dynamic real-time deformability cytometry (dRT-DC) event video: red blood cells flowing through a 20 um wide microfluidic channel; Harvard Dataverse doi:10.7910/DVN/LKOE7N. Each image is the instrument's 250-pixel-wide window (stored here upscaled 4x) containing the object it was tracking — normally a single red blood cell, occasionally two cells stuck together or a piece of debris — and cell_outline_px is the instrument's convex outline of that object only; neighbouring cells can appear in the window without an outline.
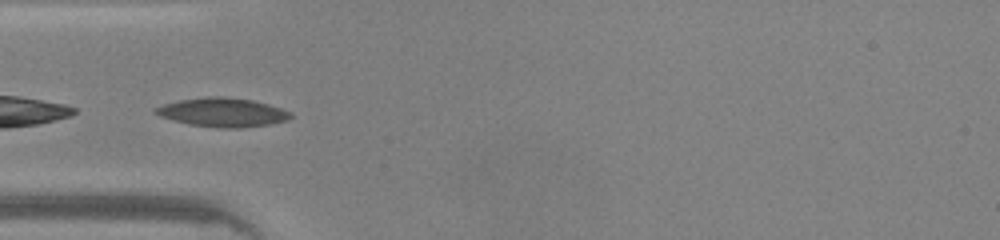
{"species": "common noctule bat (a hibernating species)", "species_latin": "Nyctalus noctula", "temperature_condition": "warm", "stored_images_in_passage": 32, "camera_frame_rate_fps": 3000, "um_per_image_px": 0.085, "animal": {"sex": "male", "body_mass_g": 20.0, "forearm_length_mm": 53.3}, "frame": {"image": 1, "passage_image": 1, "time_ms": 0.0, "image_size_px": [1000, 240], "cell_outline_px": [[292, 116], [288, 120], [268, 124], [240, 128], [224, 128], [192, 124], [172, 120], [160, 116], [152, 112], [156, 108], [164, 104], [180, 100], [204, 96], [224, 96], [252, 100], [268, 104], [292, 112]], "centroid_in_image_um": [18.93, 9.54], "position_along_channel_um": 66.1, "area_um2": 22.6}}
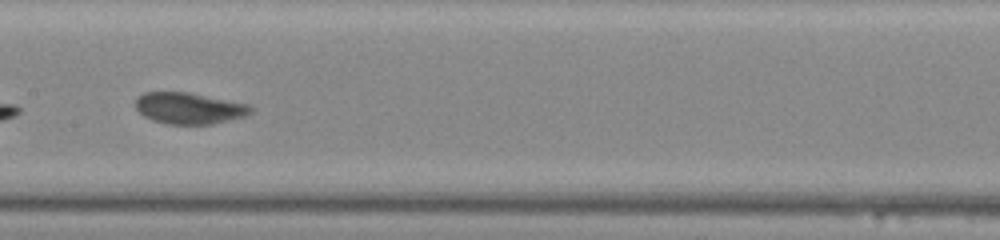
{"frame": {"image": 2, "passage_image": 10, "time_ms": 3.0, "image_size_px": [1000, 240], "cell_outline_px": [[252, 112], [244, 116], [212, 124], [168, 124], [152, 120], [144, 116], [136, 108], [136, 100], [144, 92], [188, 92], [248, 104], [252, 108]], "centroid_in_image_um": [16.07, 9.2], "position_along_channel_um": 191.3, "area_um2": 20.81}}
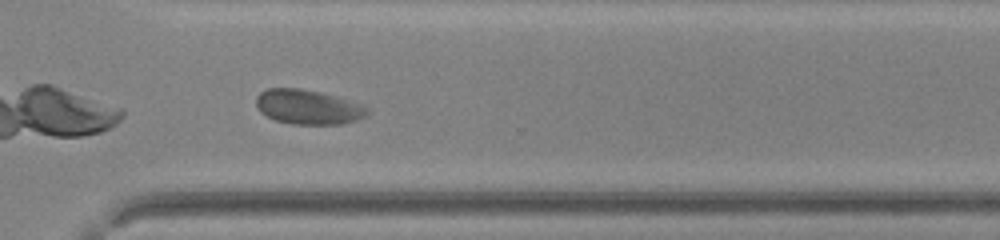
{"frame": {"image": 3, "passage_image": 21, "time_ms": 6.667, "image_size_px": [1000, 240], "cell_outline_px": [[368, 112], [364, 116], [356, 120], [344, 124], [292, 124], [276, 120], [260, 112], [256, 108], [256, 96], [260, 92], [268, 88], [296, 88], [320, 92], [364, 104], [368, 108]], "centroid_in_image_um": [26.18, 9.09], "position_along_channel_um": 344.4, "area_um2": 22.43}, "authors_computed_cell_mechanics": {"area_um2": 21.8773, "velocity_mm_per_s": 4.1608, "shape_relaxation_time_tau1_ms": 2.8997, "shape_relaxation_time_tau2_ms": null, "deformation_change_tau1": 0.1063, "deformation_change_tau2": null}}